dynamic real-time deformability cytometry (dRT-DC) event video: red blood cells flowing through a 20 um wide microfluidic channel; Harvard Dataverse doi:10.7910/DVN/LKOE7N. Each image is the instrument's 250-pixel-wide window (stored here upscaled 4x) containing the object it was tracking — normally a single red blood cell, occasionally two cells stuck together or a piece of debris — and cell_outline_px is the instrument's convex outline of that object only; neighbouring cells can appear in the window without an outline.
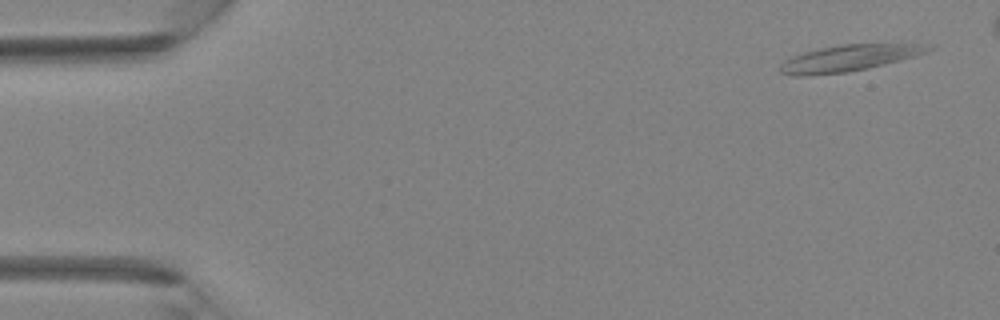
{"species": "Egyptian fruit bat (a non-hibernating species)", "species_latin": "Rousettus aegyptiacus", "temperature_condition": "room temperature", "stored_images_in_passage": 39, "camera_frame_rate_fps": 3000, "um_per_image_px": 0.085, "animal": {"sex": "female"}, "frame": {"image": 1, "passage_image": 2, "time_ms": 0.333, "image_size_px": [1000, 320], "cell_outline_px": [[936, 48], [928, 52], [916, 56], [868, 68], [848, 72], [808, 76], [792, 76], [780, 72], [776, 68], [784, 60], [792, 56], [804, 52], [820, 48], [844, 44], [900, 40], [936, 44]], "centroid_in_image_um": [72.37, 4.87], "position_along_channel_um": 12.6, "area_um2": 24.39}}
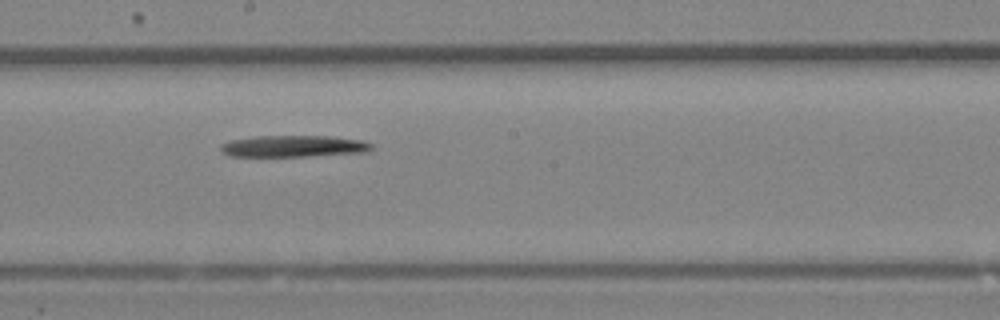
{"frame": {"image": 2, "passage_image": 23, "time_ms": 7.333, "image_size_px": [1000, 320], "cell_outline_px": [[376, 148], [368, 152], [308, 156], [228, 156], [220, 152], [220, 144], [232, 140], [256, 136], [328, 136], [360, 140], [372, 144]], "centroid_in_image_um": [24.96, 12.43], "position_along_channel_um": 223.2, "area_um2": 19.07}}
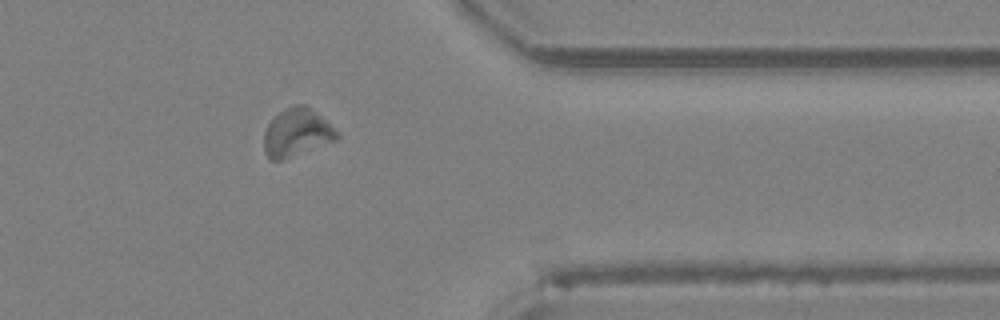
{"frame": {"image": 3, "passage_image": 34, "time_ms": 11.0, "image_size_px": [1000, 320], "cell_outline_px": [[340, 136], [336, 140], [284, 160], [272, 160], [264, 152], [264, 132], [272, 116], [284, 108], [296, 104], [308, 104], [340, 132]], "centroid_in_image_um": [25.24, 11.24], "position_along_channel_um": 386.2, "area_um2": 20.87}}